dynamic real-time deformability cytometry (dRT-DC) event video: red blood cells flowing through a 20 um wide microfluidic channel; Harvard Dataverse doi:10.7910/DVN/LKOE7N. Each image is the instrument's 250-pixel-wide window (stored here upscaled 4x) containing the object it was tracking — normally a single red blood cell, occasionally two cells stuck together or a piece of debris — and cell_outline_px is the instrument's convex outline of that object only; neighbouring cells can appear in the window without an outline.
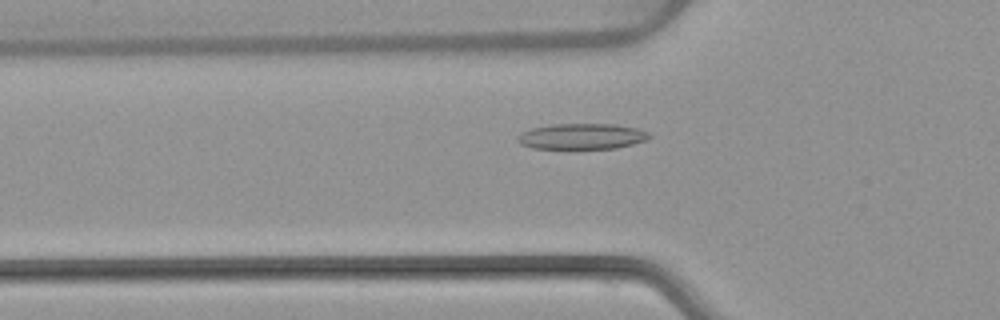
{"species": "common noctule bat (a hibernating species)", "species_latin": "Nyctalus noctula", "temperature_condition": "warm", "stored_images_in_passage": 53, "camera_frame_rate_fps": 3000, "um_per_image_px": 0.085, "animal": {"sex": "female", "body_mass_g": 22.7, "forearm_length_mm": 54.2}, "frame": {"image": 1, "passage_image": 18, "time_ms": 5.667, "image_size_px": [1000, 320], "cell_outline_px": [[652, 136], [644, 140], [632, 144], [616, 148], [532, 148], [520, 144], [516, 140], [516, 136], [532, 128], [552, 124], [616, 124], [636, 128], [648, 132]], "centroid_in_image_um": [49.44, 11.58], "position_along_channel_um": 76.4, "area_um2": 19.59}}
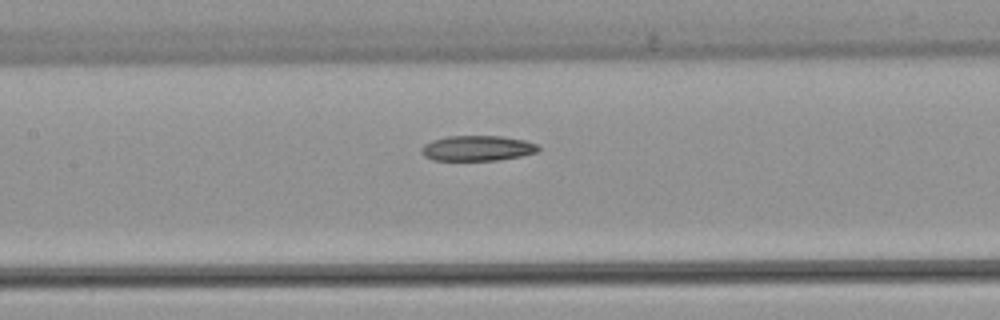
{"frame": {"image": 2, "passage_image": 25, "time_ms": 8.0, "image_size_px": [1000, 320], "cell_outline_px": [[540, 148], [536, 152], [520, 156], [500, 160], [432, 160], [424, 156], [420, 152], [420, 148], [424, 144], [432, 140], [448, 136], [500, 136], [524, 140], [536, 144]], "centroid_in_image_um": [40.53, 12.6], "position_along_channel_um": 166.9, "area_um2": 17.22}}
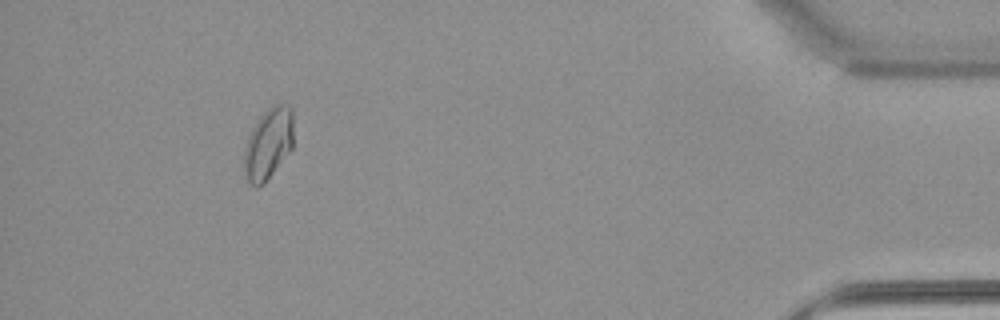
{"frame": {"image": 3, "passage_image": 49, "time_ms": 16.0, "image_size_px": [1000, 320], "cell_outline_px": [[292, 148], [264, 184], [256, 188], [244, 176], [244, 144], [252, 128], [260, 116], [268, 108], [276, 104], [288, 104], [292, 108]], "centroid_in_image_um": [22.78, 12.22], "position_along_channel_um": 412.4, "area_um2": 20.52}, "authors_computed_cell_mechanics": {"area_um2": 18.9584, "velocity_mm_per_s": 3.8435, "shape_relaxation_time_tau1_ms": null, "shape_relaxation_time_tau2_ms": 8.5336, "deformation_change_tau1": null, "deformation_change_tau2": 0.1426}}